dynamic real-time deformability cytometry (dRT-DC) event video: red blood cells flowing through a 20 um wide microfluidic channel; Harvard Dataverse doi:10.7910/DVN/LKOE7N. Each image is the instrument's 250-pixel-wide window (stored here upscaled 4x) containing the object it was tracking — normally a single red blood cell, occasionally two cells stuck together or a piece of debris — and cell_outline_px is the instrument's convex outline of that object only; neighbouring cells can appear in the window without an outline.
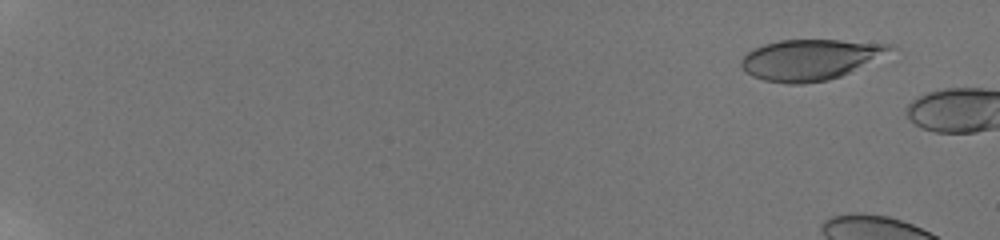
{"species": "human", "species_latin": "Homo sapiens", "temperature_condition": "room temperature", "stored_images_in_passage": 8, "camera_frame_rate_fps": 3000, "um_per_image_px": 0.085, "donor": {"sex": "male"}, "frame": {"image": 1, "passage_image": 5, "time_ms": 1.333, "image_size_px": [1000, 240], "cell_outline_px": [[900, 48], [840, 76], [828, 80], [804, 84], [788, 84], [764, 80], [752, 76], [740, 64], [740, 60], [752, 48], [764, 44], [780, 40], [840, 40], [892, 44]], "centroid_in_image_um": [68.89, 5.06], "position_along_channel_um": 16.1, "area_um2": 35.32}}